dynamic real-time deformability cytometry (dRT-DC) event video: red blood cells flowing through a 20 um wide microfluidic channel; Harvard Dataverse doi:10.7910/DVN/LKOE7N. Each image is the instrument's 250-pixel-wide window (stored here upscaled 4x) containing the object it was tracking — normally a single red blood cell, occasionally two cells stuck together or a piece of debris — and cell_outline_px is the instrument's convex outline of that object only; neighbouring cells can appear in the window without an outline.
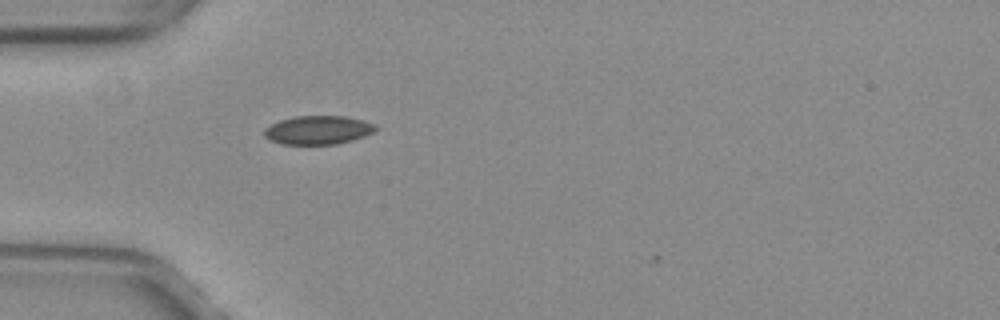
{"species": "common noctule bat (a hibernating species)", "species_latin": "Nyctalus noctula", "temperature_condition": "warm", "stored_images_in_passage": 4, "camera_frame_rate_fps": 3000, "um_per_image_px": 0.085, "animal": {"sex": "female", "body_mass_g": 29.2, "forearm_length_mm": 56.3}, "frame": {"image": 1, "passage_image": 1, "time_ms": 0.0, "image_size_px": [1000, 320], "cell_outline_px": [[376, 128], [372, 132], [364, 136], [352, 140], [336, 144], [280, 144], [264, 136], [264, 128], [280, 120], [296, 116], [344, 116], [360, 120], [372, 124]], "centroid_in_image_um": [26.98, 11.06], "position_along_channel_um": 58.0, "area_um2": 18.26}}